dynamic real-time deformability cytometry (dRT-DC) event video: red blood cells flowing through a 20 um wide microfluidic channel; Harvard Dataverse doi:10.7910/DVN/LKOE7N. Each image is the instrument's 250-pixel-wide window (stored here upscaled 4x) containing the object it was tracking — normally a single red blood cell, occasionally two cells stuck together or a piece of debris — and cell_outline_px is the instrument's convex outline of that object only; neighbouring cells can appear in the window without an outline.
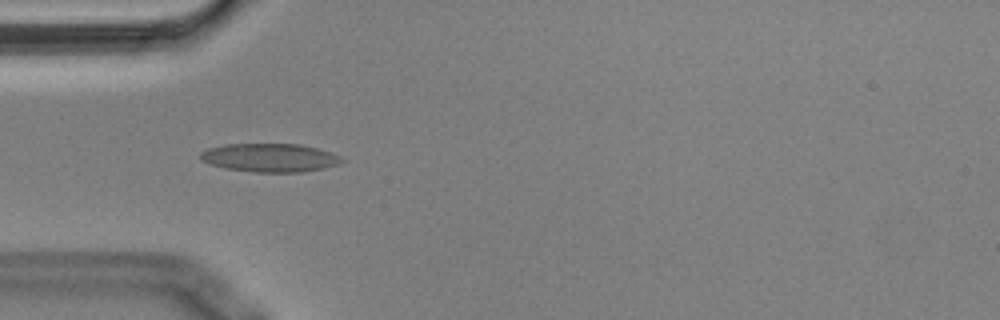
{"species": "Egyptian fruit bat (a non-hibernating species)", "species_latin": "Rousettus aegyptiacus", "temperature_condition": "cold", "stored_images_in_passage": 55, "camera_frame_rate_fps": 3000, "um_per_image_px": 0.085, "animal": {"sex": "male"}, "frame": {"image": 1, "passage_image": 16, "time_ms": 5.0, "image_size_px": [1000, 320], "cell_outline_px": [[348, 160], [340, 164], [324, 168], [304, 172], [252, 172], [224, 168], [200, 160], [200, 152], [208, 148], [224, 144], [300, 144], [332, 152]], "centroid_in_image_um": [22.98, 13.41], "position_along_channel_um": 62.0, "area_um2": 23.7}}
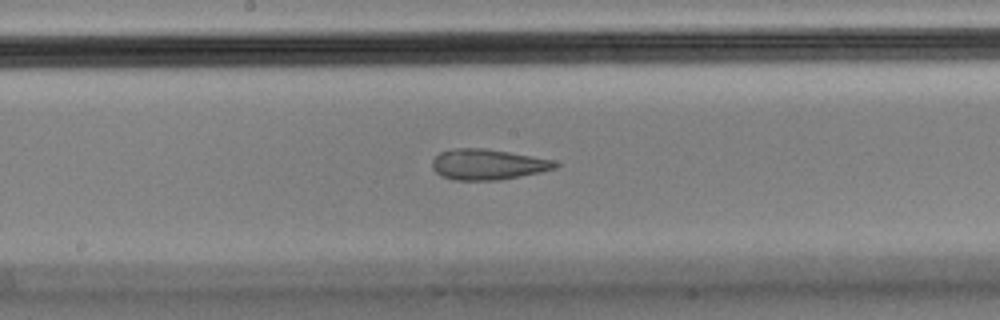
{"frame": {"image": 2, "passage_image": 28, "time_ms": 9.0, "image_size_px": [1000, 320], "cell_outline_px": [[560, 164], [556, 168], [540, 172], [500, 180], [456, 180], [440, 176], [432, 168], [432, 160], [440, 152], [452, 148], [484, 148], [556, 160]], "centroid_in_image_um": [41.46, 13.97], "position_along_channel_um": 206.7, "area_um2": 22.02}}
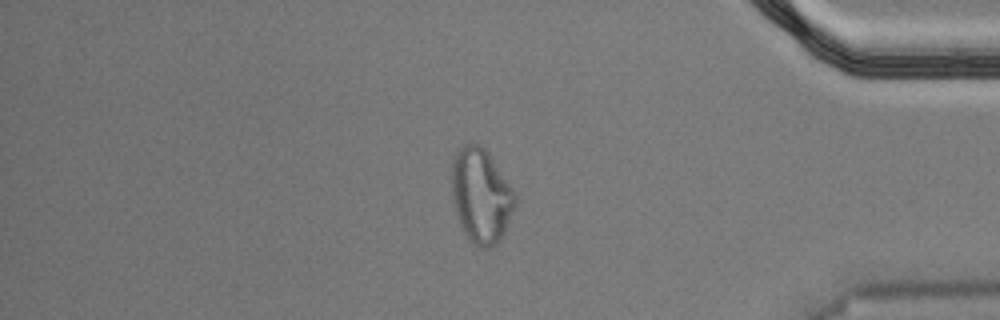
{"frame": {"image": 3, "passage_image": 46, "time_ms": 15.0, "image_size_px": [1000, 320], "cell_outline_px": [[516, 204], [504, 236], [492, 248], [480, 248], [464, 232], [460, 224], [452, 204], [452, 156], [464, 144], [472, 140], [480, 144], [488, 152], [516, 192]], "centroid_in_image_um": [40.9, 16.61], "position_along_channel_um": 394.3, "area_um2": 35.49}, "authors_computed_cell_mechanics": {"area_um2": 22.6576, "velocity_mm_per_s": 3.6196, "shape_relaxation_time_tau1_ms": null, "shape_relaxation_time_tau2_ms": 2.2256, "deformation_change_tau1": null, "deformation_change_tau2": 0.0905}}